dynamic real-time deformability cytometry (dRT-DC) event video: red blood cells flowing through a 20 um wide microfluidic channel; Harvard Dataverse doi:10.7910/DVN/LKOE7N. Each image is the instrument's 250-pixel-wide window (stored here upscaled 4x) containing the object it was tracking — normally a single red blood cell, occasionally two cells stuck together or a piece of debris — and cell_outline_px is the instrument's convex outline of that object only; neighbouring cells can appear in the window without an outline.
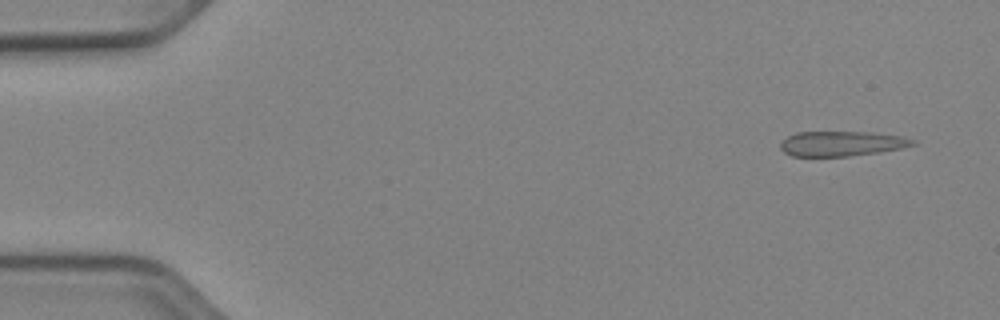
{"species": "Egyptian fruit bat (a non-hibernating species)", "species_latin": "Rousettus aegyptiacus", "temperature_condition": "cold", "stored_images_in_passage": 50, "camera_frame_rate_fps": 3000, "um_per_image_px": 0.085, "animal": {"sex": "female"}, "frame": {"image": 1, "passage_image": 1, "time_ms": 0.0, "image_size_px": [1000, 320], "cell_outline_px": [[916, 144], [900, 148], [880, 152], [848, 156], [792, 156], [784, 152], [780, 148], [780, 144], [788, 136], [796, 132], [868, 132], [900, 136], [916, 140]], "centroid_in_image_um": [71.53, 12.21], "position_along_channel_um": 13.5, "area_um2": 19.07}}
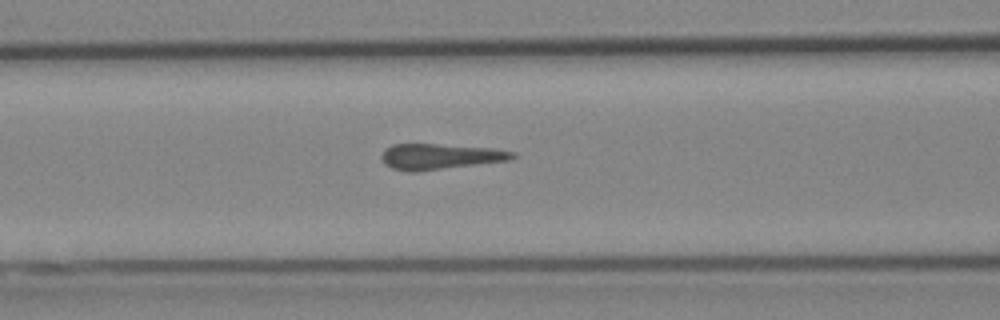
{"frame": {"image": 2, "passage_image": 19, "time_ms": 6.0, "image_size_px": [1000, 320], "cell_outline_px": [[516, 156], [512, 160], [416, 172], [408, 172], [392, 168], [384, 164], [380, 156], [384, 148], [392, 144], [436, 144], [496, 148], [516, 152]], "centroid_in_image_um": [37.41, 13.3], "position_along_channel_um": 129.2, "area_um2": 19.94}}
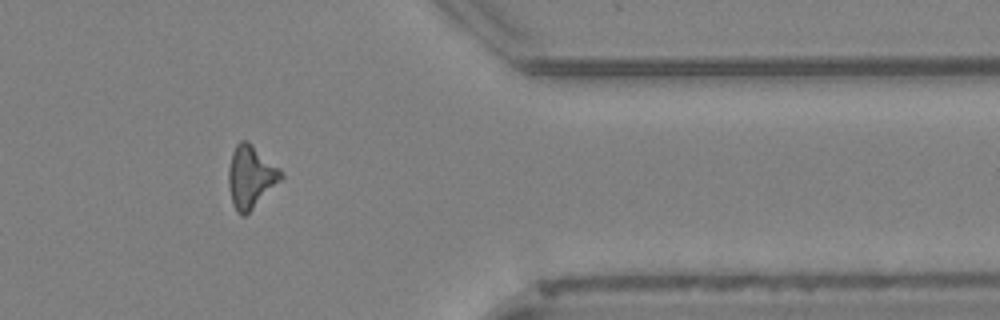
{"frame": {"image": 3, "passage_image": 40, "time_ms": 13.0, "image_size_px": [1000, 320], "cell_outline_px": [[284, 176], [244, 216], [240, 216], [236, 212], [232, 204], [228, 184], [228, 168], [232, 152], [236, 144], [240, 140], [248, 140], [280, 168]], "centroid_in_image_um": [21.28, 14.99], "position_along_channel_um": 390.1, "area_um2": 19.02}}